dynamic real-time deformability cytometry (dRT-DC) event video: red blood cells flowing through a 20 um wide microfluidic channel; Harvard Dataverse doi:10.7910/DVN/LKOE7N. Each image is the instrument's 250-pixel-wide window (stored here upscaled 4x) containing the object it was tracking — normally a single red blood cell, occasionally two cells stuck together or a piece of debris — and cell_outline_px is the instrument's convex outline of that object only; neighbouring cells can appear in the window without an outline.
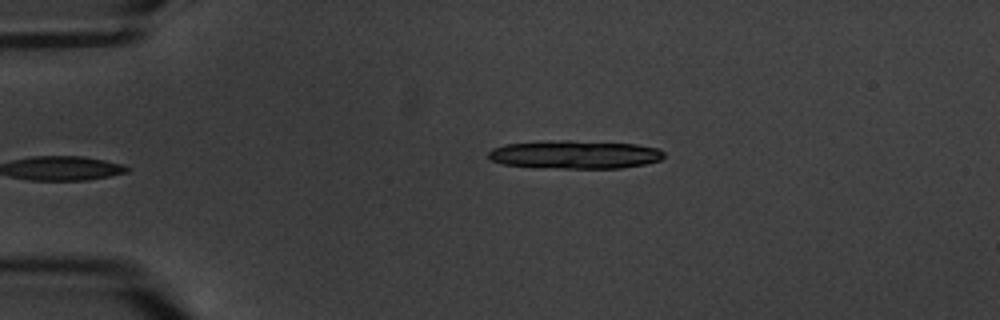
{"species": "common noctule bat (a hibernating species)", "species_latin": "Nyctalus noctula", "temperature_condition": "warm", "stored_images_in_passage": 6, "camera_frame_rate_fps": 3000, "um_per_image_px": 0.085, "animal": {"sex": "male", "body_mass_g": 20.1, "forearm_length_mm": 53.5}, "frame": {"image": 1, "passage_image": 6, "time_ms": 6.667, "image_size_px": [1000, 320], "cell_outline_px": [[664, 156], [660, 160], [644, 164], [620, 168], [532, 168], [504, 164], [492, 160], [488, 156], [488, 152], [492, 148], [504, 144], [560, 140], [568, 140], [636, 144], [660, 148], [664, 152]], "centroid_in_image_um": [48.85, 13.14], "position_along_channel_um": 36.1, "area_um2": 29.13}}